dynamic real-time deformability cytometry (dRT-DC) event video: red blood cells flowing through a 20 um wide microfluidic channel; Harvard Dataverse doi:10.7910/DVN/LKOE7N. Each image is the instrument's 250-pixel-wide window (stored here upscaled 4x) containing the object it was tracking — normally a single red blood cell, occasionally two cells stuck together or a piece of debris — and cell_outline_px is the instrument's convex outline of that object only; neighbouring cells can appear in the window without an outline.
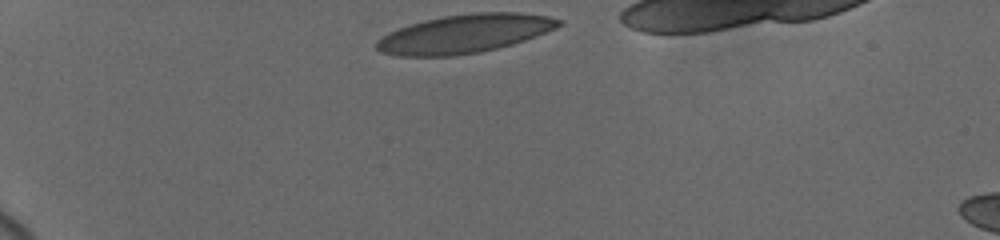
{"species": "human", "species_latin": "Homo sapiens", "temperature_condition": "cold", "stored_images_in_passage": 20, "camera_frame_rate_fps": 3000, "um_per_image_px": 0.085, "donor": {"sex": "female"}, "frame": {"image": 1, "passage_image": 1, "time_ms": 0.0, "image_size_px": [1000, 240], "cell_outline_px": [[564, 24], [556, 28], [536, 36], [512, 44], [480, 52], [452, 56], [400, 56], [380, 52], [376, 48], [376, 40], [388, 32], [424, 20], [444, 16], [472, 12], [520, 12], [548, 16], [564, 20]], "centroid_in_image_um": [39.51, 2.86], "position_along_channel_um": 45.5, "area_um2": 40.98}}
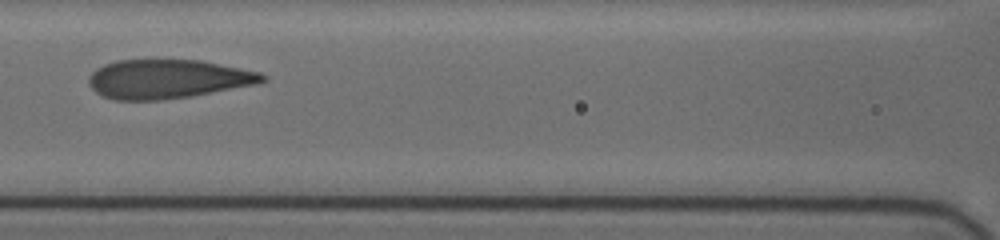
{"frame": {"image": 2, "passage_image": 11, "time_ms": 4.333, "image_size_px": [1000, 240], "cell_outline_px": [[268, 80], [256, 84], [188, 96], [160, 100], [112, 100], [96, 92], [88, 84], [88, 76], [96, 68], [104, 64], [116, 60], [148, 56], [152, 56], [200, 60], [260, 72]], "centroid_in_image_um": [14.17, 6.66], "position_along_channel_um": 152.4, "area_um2": 40.52}}
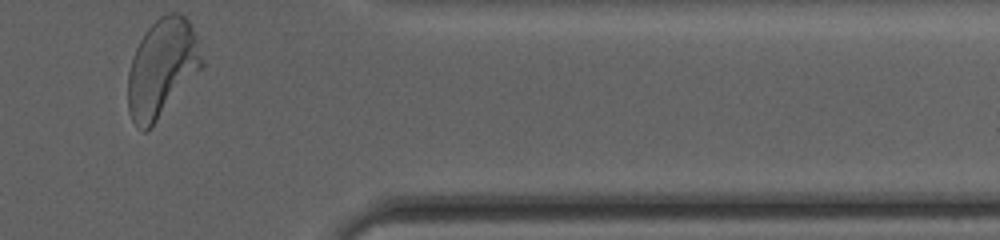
{"frame": {"image": 3, "passage_image": 20, "time_ms": 11.333, "image_size_px": [1000, 240], "cell_outline_px": [[204, 64], [148, 132], [144, 132], [132, 120], [128, 112], [128, 72], [132, 56], [144, 32], [160, 16], [168, 12], [180, 12], [188, 20], [196, 36], [204, 60]], "centroid_in_image_um": [13.75, 5.78], "position_along_channel_um": 397.6, "area_um2": 42.14}, "authors_computed_cell_mechanics": {"area_um2": 40.5467, "velocity_mm_per_s": 3.6656, "shape_relaxation_time_tau1_ms": 3.4871, "shape_relaxation_time_tau2_ms": 0.6467, "deformation_change_tau1": 0.1726, "deformation_change_tau2": 0.0776}}